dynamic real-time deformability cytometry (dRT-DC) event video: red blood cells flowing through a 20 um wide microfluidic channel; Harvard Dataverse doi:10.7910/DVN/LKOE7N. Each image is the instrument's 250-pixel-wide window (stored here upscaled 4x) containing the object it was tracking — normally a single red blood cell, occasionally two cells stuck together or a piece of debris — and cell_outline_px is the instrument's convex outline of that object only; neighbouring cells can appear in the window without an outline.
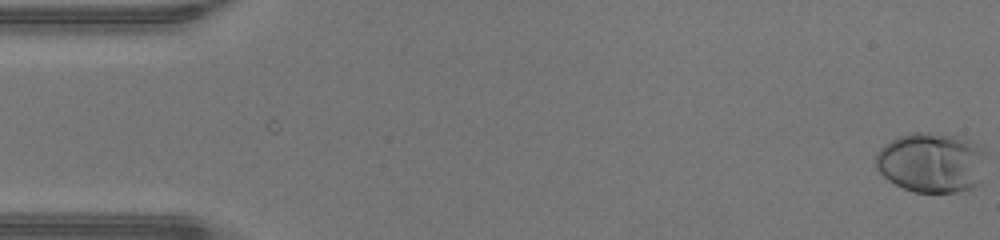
{"species": "human", "species_latin": "Homo sapiens", "temperature_condition": "warm", "stored_images_in_passage": 48, "camera_frame_rate_fps": 3000, "um_per_image_px": 0.085, "donor": {"sex": "male"}, "frame": {"image": 1, "passage_image": 1, "time_ms": 0.0, "image_size_px": [1000, 240], "cell_outline_px": [[980, 184], [972, 188], [956, 192], [916, 192], [904, 188], [888, 180], [876, 168], [876, 156], [880, 148], [884, 144], [900, 136], [912, 132], [928, 132], [956, 136], [968, 140], [976, 144], [980, 152]], "centroid_in_image_um": [79.09, 13.82], "position_along_channel_um": 5.9, "area_um2": 37.8}}
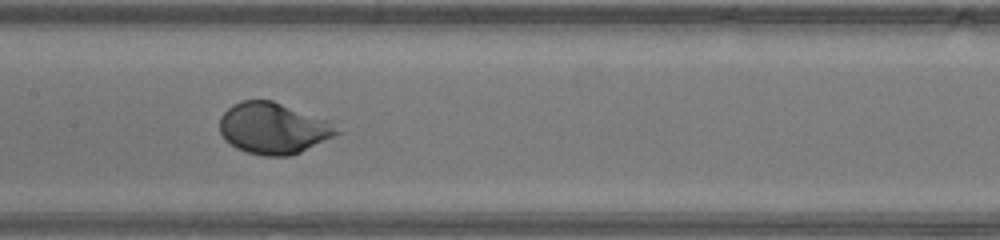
{"frame": {"image": 2, "passage_image": 24, "time_ms": 7.667, "image_size_px": [1000, 240], "cell_outline_px": [[340, 132], [300, 152], [288, 156], [264, 156], [248, 152], [236, 148], [224, 140], [220, 132], [220, 116], [232, 104], [240, 100], [272, 100], [332, 120]], "centroid_in_image_um": [23.22, 10.88], "position_along_channel_um": 184.2, "area_um2": 35.14}}
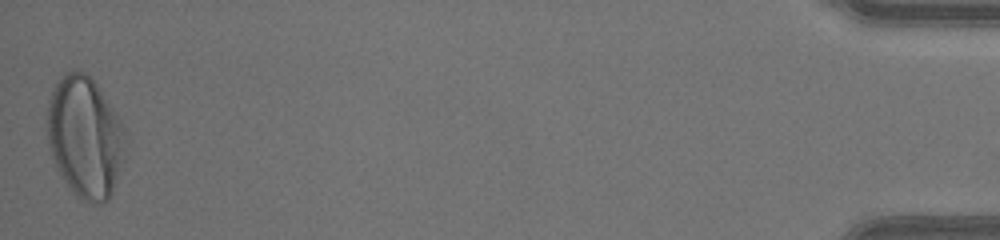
{"frame": {"image": 3, "passage_image": 48, "time_ms": 15.667, "image_size_px": [1000, 240], "cell_outline_px": [[124, 160], [112, 192], [108, 200], [104, 204], [100, 204], [80, 200], [72, 192], [56, 168], [52, 156], [48, 140], [48, 100], [56, 80], [60, 76], [68, 72], [84, 72], [100, 88], [120, 120], [124, 128]], "centroid_in_image_um": [7.22, 11.68], "position_along_channel_um": 428.0, "area_um2": 55.03}, "authors_computed_cell_mechanics": {"area_um2": 34.6511, "velocity_mm_per_s": 4.3535, "shape_relaxation_time_tau1_ms": 2.0354, "shape_relaxation_time_tau2_ms": null, "deformation_change_tau1": 0.1856, "deformation_change_tau2": null}}